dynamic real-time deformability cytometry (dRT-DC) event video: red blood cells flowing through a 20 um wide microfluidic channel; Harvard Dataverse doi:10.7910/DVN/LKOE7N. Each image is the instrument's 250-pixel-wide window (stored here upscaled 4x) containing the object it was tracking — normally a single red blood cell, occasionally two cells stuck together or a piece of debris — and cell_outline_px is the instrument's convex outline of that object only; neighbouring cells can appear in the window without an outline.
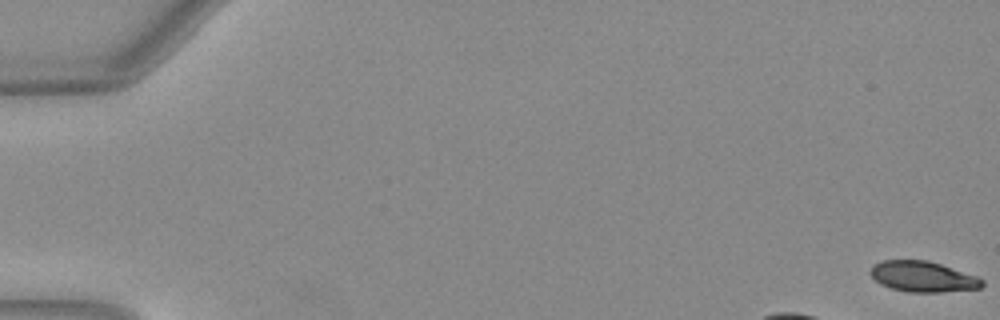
{"species": "Egyptian fruit bat (a non-hibernating species)", "species_latin": "Rousettus aegyptiacus", "temperature_condition": "warm", "stored_images_in_passage": 14, "camera_frame_rate_fps": 3000, "um_per_image_px": 0.085, "animal": {"sex": "female"}, "frame": {"image": 1, "passage_image": 1, "time_ms": 0.0, "image_size_px": [1000, 320], "cell_outline_px": [[984, 284], [980, 288], [940, 292], [908, 292], [892, 288], [880, 284], [868, 272], [872, 264], [880, 260], [928, 260], [976, 276], [984, 280]], "centroid_in_image_um": [78.4, 23.5], "position_along_channel_um": 6.6, "area_um2": 19.94}}